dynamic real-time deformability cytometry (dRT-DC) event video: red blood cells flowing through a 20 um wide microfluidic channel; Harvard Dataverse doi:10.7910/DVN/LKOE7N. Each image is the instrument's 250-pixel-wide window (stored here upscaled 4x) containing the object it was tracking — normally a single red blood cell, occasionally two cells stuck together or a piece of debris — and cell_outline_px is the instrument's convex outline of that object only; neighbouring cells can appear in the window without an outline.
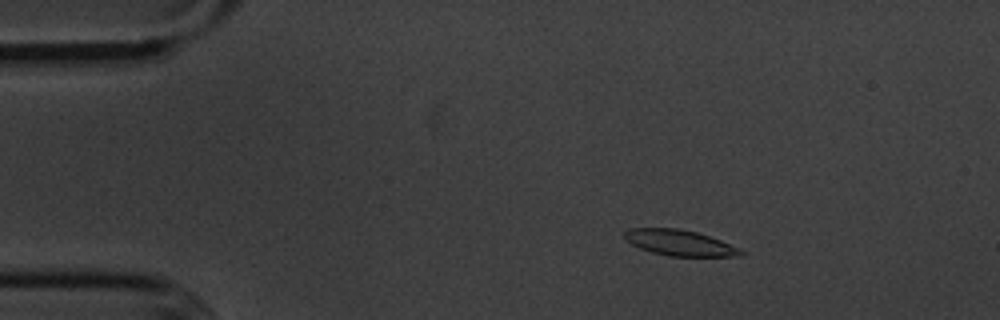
{"species": "common noctule bat (a hibernating species)", "species_latin": "Nyctalus noctula", "temperature_condition": "cold", "stored_images_in_passage": 56, "camera_frame_rate_fps": 3000, "um_per_image_px": 0.085, "animal": {"sex": "male", "body_mass_g": 20.1, "forearm_length_mm": 53.5}, "frame": {"image": 1, "passage_image": 9, "time_ms": 2.667, "image_size_px": [1000, 320], "cell_outline_px": [[744, 256], [668, 256], [652, 252], [640, 248], [624, 240], [624, 232], [628, 228], [680, 228], [696, 232], [720, 240], [740, 248], [744, 252]], "centroid_in_image_um": [57.75, 20.63], "position_along_channel_um": 27.2, "area_um2": 17.51}}
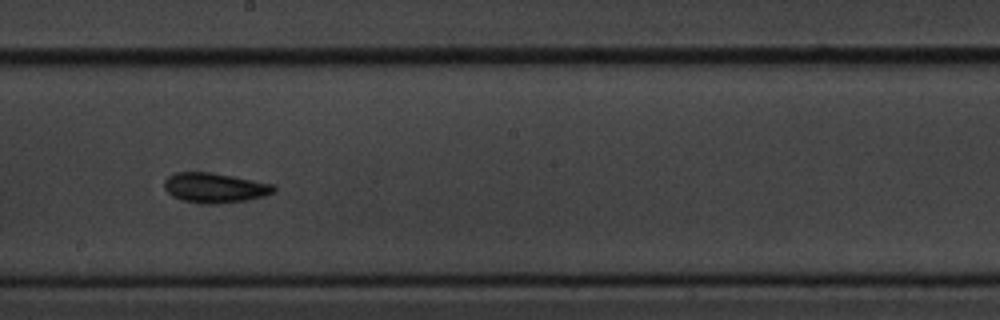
{"frame": {"image": 2, "passage_image": 31, "time_ms": 10.0, "image_size_px": [1000, 320], "cell_outline_px": [[276, 192], [264, 196], [248, 200], [216, 204], [208, 204], [184, 200], [172, 196], [164, 188], [164, 180], [168, 176], [176, 172], [208, 172], [232, 176], [276, 184]], "centroid_in_image_um": [18.3, 15.96], "position_along_channel_um": 229.9, "area_um2": 19.13}}
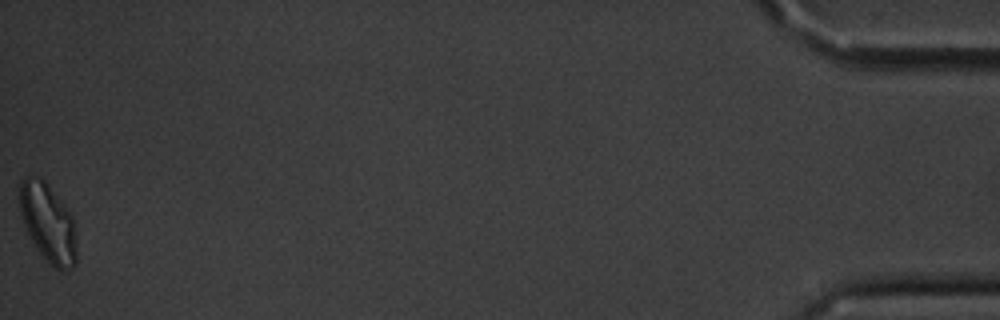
{"frame": {"image": 3, "passage_image": 56, "time_ms": 18.333, "image_size_px": [1000, 320], "cell_outline_px": [[76, 264], [72, 268], [64, 272], [60, 272], [48, 264], [36, 248], [28, 236], [20, 212], [20, 180], [24, 176], [36, 176], [44, 180], [72, 216], [76, 232]], "centroid_in_image_um": [4.09, 19.01], "position_along_channel_um": 431.1, "area_um2": 26.3}, "authors_computed_cell_mechanics": {"area_um2": 18.3226, "velocity_mm_per_s": 3.5642, "shape_relaxation_time_tau1_ms": 3.0113, "shape_relaxation_time_tau2_ms": 3.499, "deformation_change_tau1": 0.1081, "deformation_change_tau2": 0.0944}}